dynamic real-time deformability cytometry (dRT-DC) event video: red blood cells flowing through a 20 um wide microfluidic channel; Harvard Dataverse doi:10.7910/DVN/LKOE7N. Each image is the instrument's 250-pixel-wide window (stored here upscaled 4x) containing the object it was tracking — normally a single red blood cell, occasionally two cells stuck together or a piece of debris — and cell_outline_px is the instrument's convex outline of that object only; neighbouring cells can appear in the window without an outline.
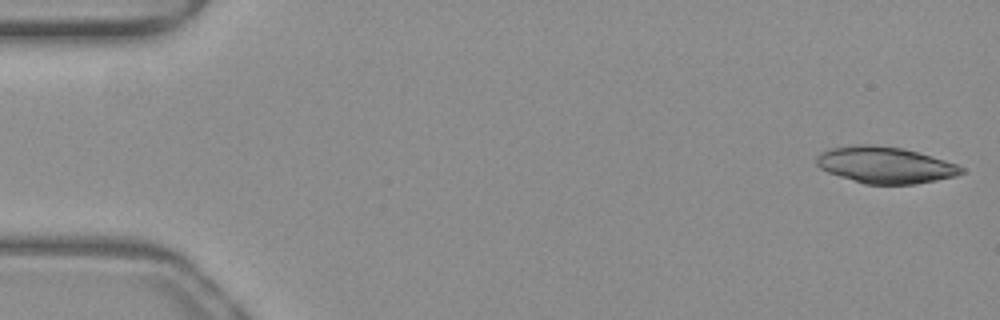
{"species": "common noctule bat (a hibernating species)", "species_latin": "Nyctalus noctula", "temperature_condition": "warm", "stored_images_in_passage": 50, "camera_frame_rate_fps": 3000, "um_per_image_px": 0.085, "animal": {"sex": "female", "body_mass_g": 19.3, "forearm_length_mm": 54.1}, "frame": {"image": 1, "passage_image": 1, "time_ms": 0.0, "image_size_px": [1000, 320], "cell_outline_px": [[964, 172], [956, 176], [916, 184], [864, 184], [828, 172], [820, 168], [816, 164], [816, 156], [820, 152], [828, 148], [852, 144], [872, 144], [904, 148], [944, 160], [956, 164], [964, 168]], "centroid_in_image_um": [75.2, 14.01], "position_along_channel_um": 9.8, "area_um2": 30.98}}
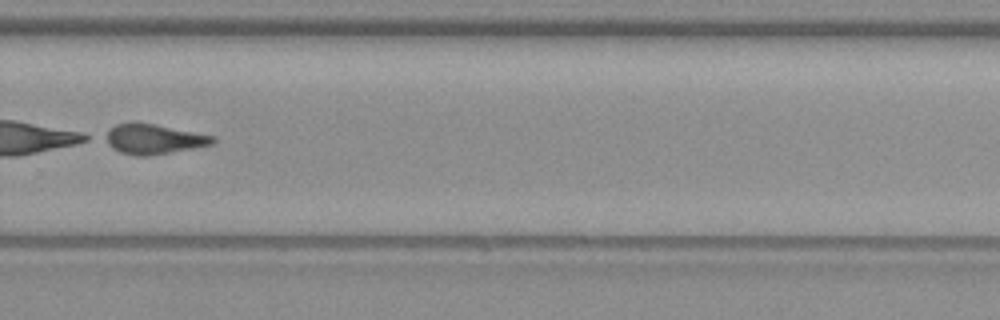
{"frame": {"image": 2, "passage_image": 35, "time_ms": 11.333, "image_size_px": [1000, 320], "cell_outline_px": [[216, 140], [212, 144], [192, 148], [148, 156], [136, 156], [120, 152], [112, 148], [100, 140], [100, 136], [116, 124], [156, 124], [216, 136]], "centroid_in_image_um": [12.99, 11.83], "position_along_channel_um": 316.8, "area_um2": 18.79}}